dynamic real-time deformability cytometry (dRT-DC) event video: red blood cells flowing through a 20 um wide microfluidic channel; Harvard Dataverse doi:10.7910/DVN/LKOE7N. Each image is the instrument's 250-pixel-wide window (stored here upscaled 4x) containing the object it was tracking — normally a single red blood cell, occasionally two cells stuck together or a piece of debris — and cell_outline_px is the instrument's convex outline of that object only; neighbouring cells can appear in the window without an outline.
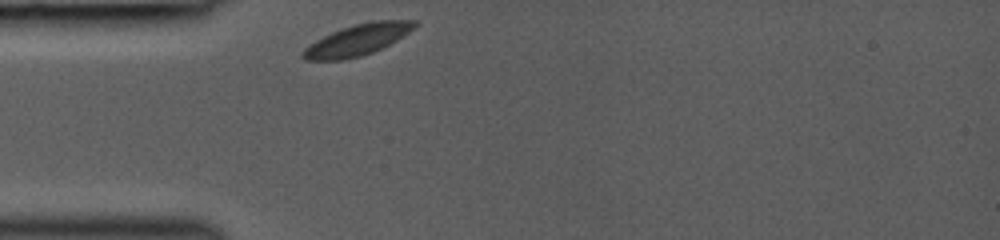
{"species": "common noctule bat (a hibernating species)", "species_latin": "Nyctalus noctula", "temperature_condition": "room temperature", "stored_images_in_passage": 23, "camera_frame_rate_fps": 3000, "um_per_image_px": 0.085, "animal": {"sex": "female", "body_mass_g": 19.0, "forearm_length_mm": 53.3}, "frame": {"image": 1, "passage_image": 1, "time_ms": 0.0, "image_size_px": [1000, 240], "cell_outline_px": [[420, 24], [416, 28], [396, 40], [372, 52], [360, 56], [344, 60], [304, 60], [300, 56], [300, 52], [304, 48], [316, 40], [332, 32], [356, 24], [372, 20], [416, 20]], "centroid_in_image_um": [30.39, 3.39], "position_along_channel_um": 54.6, "area_um2": 20.23}}
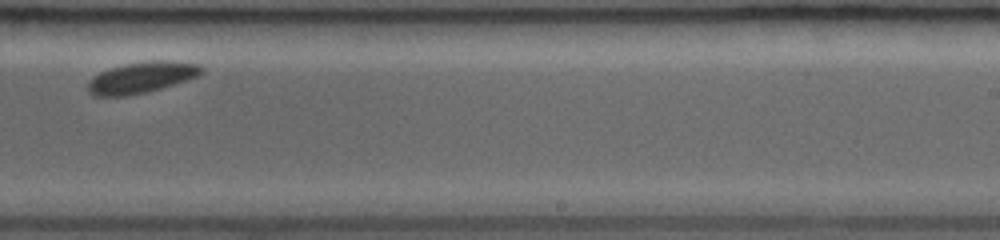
{"frame": {"image": 2, "passage_image": 14, "time_ms": 5.667, "image_size_px": [1000, 240], "cell_outline_px": [[204, 72], [196, 76], [148, 92], [124, 96], [92, 96], [88, 92], [88, 80], [100, 72], [124, 64], [152, 60], [168, 60], [200, 64], [204, 68]], "centroid_in_image_um": [12.01, 6.58], "position_along_channel_um": 277.0, "area_um2": 20.52}}
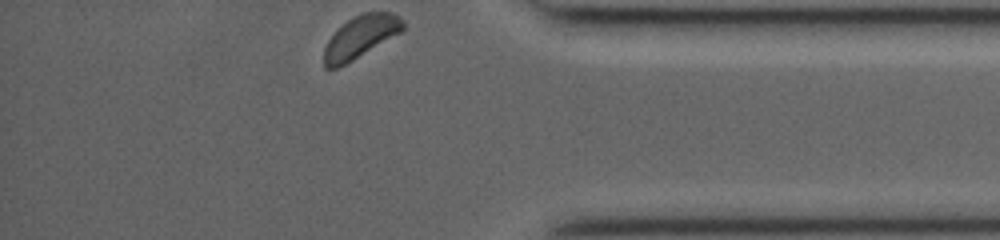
{"frame": {"image": 3, "passage_image": 23, "time_ms": 9.0, "image_size_px": [1000, 240], "cell_outline_px": [[404, 28], [400, 32], [352, 60], [336, 68], [324, 68], [324, 48], [328, 40], [352, 16], [364, 12], [392, 12], [400, 16], [404, 20]], "centroid_in_image_um": [30.66, 3.11], "position_along_channel_um": 404.5, "area_um2": 19.02}}